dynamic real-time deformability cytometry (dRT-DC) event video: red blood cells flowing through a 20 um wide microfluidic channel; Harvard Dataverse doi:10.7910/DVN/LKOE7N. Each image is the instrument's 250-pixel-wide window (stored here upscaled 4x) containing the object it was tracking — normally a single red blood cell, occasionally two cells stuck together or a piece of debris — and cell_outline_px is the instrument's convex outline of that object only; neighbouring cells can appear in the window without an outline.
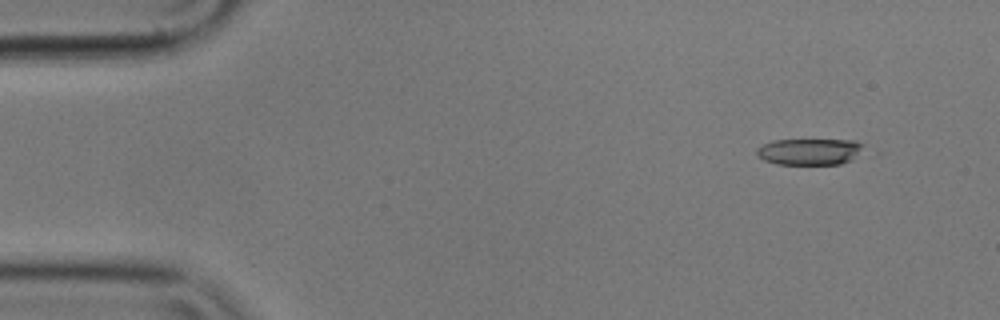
{"species": "common noctule bat (a hibernating species)", "species_latin": "Nyctalus noctula", "temperature_condition": "cold", "stored_images_in_passage": 52, "camera_frame_rate_fps": 3000, "um_per_image_px": 0.085, "animal": {"sex": "male", "body_mass_g": 17.9}, "frame": {"image": 1, "passage_image": 1, "time_ms": 0.0, "image_size_px": [1000, 320], "cell_outline_px": [[884, 152], [840, 164], [776, 164], [764, 160], [756, 156], [756, 148], [772, 140], [856, 140]], "centroid_in_image_um": [69.21, 12.89], "position_along_channel_um": 15.8, "area_um2": 18.09}}
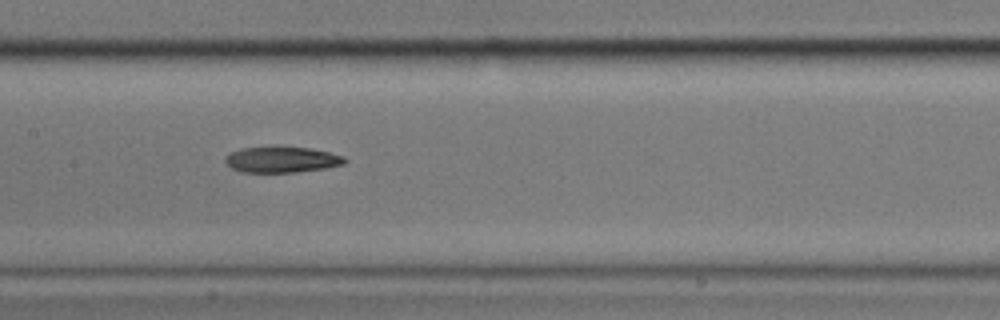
{"frame": {"image": 2, "passage_image": 23, "time_ms": 7.333, "image_size_px": [1000, 320], "cell_outline_px": [[348, 160], [344, 164], [324, 168], [296, 172], [240, 172], [232, 168], [224, 160], [224, 156], [240, 148], [312, 148], [344, 156]], "centroid_in_image_um": [23.96, 13.58], "position_along_channel_um": 183.4, "area_um2": 17.69}}
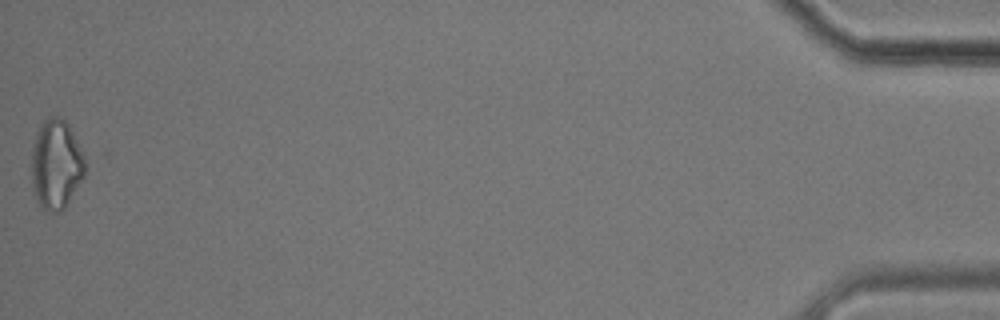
{"frame": {"image": 3, "passage_image": 52, "time_ms": 17.0, "image_size_px": [1000, 320], "cell_outline_px": [[84, 176], [64, 208], [60, 212], [48, 212], [36, 200], [32, 188], [32, 144], [36, 132], [40, 124], [48, 116], [60, 116], [68, 124], [84, 156]], "centroid_in_image_um": [4.74, 13.95], "position_along_channel_um": 430.5, "area_um2": 27.86}}